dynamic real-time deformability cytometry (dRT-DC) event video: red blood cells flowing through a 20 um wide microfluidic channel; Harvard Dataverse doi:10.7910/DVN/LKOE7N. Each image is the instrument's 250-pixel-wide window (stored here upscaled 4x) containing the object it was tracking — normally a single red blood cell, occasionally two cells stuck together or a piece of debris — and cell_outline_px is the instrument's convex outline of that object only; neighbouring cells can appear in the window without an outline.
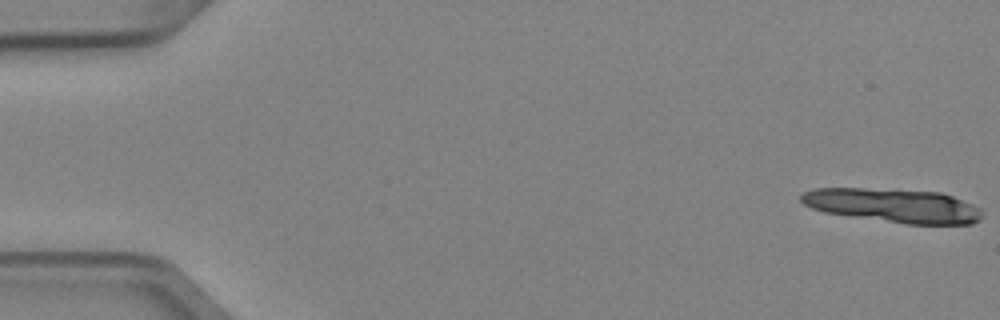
{"species": "Egyptian fruit bat (a non-hibernating species)", "species_latin": "Rousettus aegyptiacus", "temperature_condition": "cold", "stored_images_in_passage": 6, "camera_frame_rate_fps": 3000, "um_per_image_px": 0.085, "animal": {"sex": "female"}, "frame": {"image": 1, "passage_image": 1, "time_ms": 0.0, "image_size_px": [1000, 320], "cell_outline_px": [[984, 216], [980, 220], [972, 224], [908, 224], [824, 212], [812, 208], [804, 204], [800, 200], [800, 196], [804, 192], [816, 188], [896, 188], [940, 192], [952, 196], [972, 204], [980, 208]], "centroid_in_image_um": [75.97, 17.45], "position_along_channel_um": 9.0, "area_um2": 36.07}}
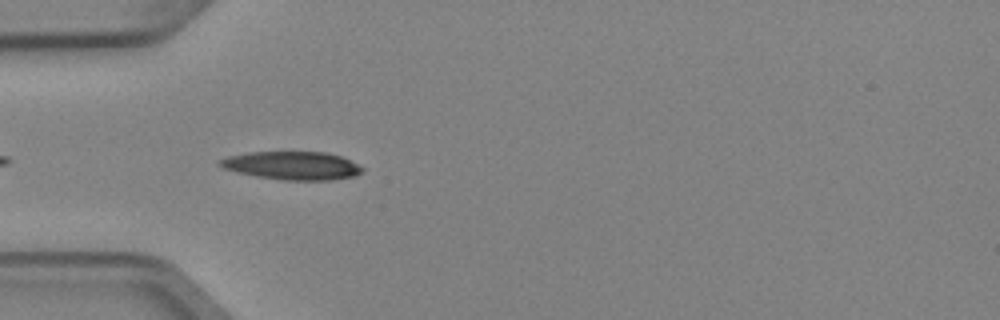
{"frame": {"image": 2, "passage_image": 5, "time_ms": 1.333, "image_size_px": [1000, 320], "cell_outline_px": [[364, 172], [356, 176], [332, 180], [284, 180], [256, 176], [236, 172], [224, 168], [216, 164], [216, 160], [228, 156], [248, 152], [324, 152], [340, 156], [364, 168]], "centroid_in_image_um": [24.81, 14.08], "position_along_channel_um": 60.2, "area_um2": 23.52}}
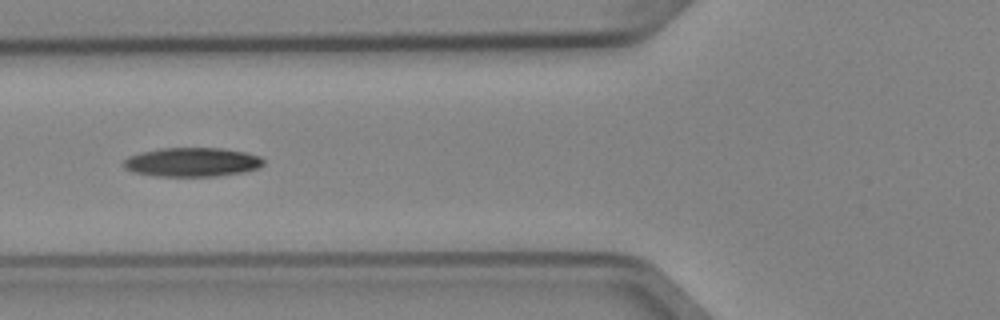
{"frame": {"image": 3, "passage_image": 6, "time_ms": 1.667, "image_size_px": [1000, 320], "cell_outline_px": [[264, 164], [260, 168], [244, 172], [216, 176], [156, 176], [132, 172], [124, 168], [124, 160], [128, 156], [140, 152], [160, 148], [224, 148], [244, 152], [260, 156], [264, 160]], "centroid_in_image_um": [16.34, 13.78], "position_along_channel_um": 109.5, "area_um2": 23.87}}